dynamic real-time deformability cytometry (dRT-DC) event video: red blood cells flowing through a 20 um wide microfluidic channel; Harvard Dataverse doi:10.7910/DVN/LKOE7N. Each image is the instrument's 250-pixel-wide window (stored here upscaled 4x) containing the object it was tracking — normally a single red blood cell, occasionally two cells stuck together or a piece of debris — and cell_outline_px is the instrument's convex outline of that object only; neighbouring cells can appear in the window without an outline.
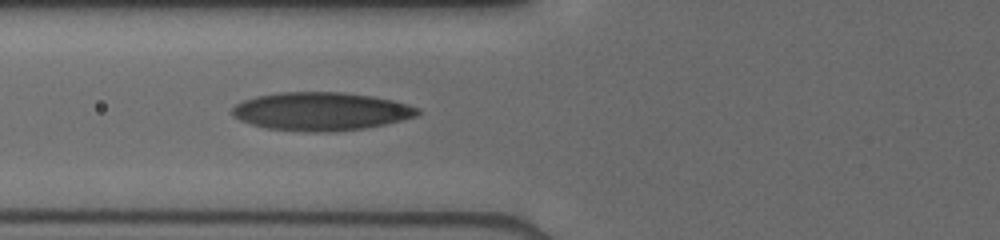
{"species": "human", "species_latin": "Homo sapiens", "temperature_condition": "cold", "stored_images_in_passage": 5, "camera_frame_rate_fps": 3000, "um_per_image_px": 0.085, "donor": {"sex": "male"}, "frame": {"image": 1, "passage_image": 5, "time_ms": 2.667, "image_size_px": [1000, 240], "cell_outline_px": [[420, 112], [416, 116], [384, 124], [364, 128], [336, 132], [308, 132], [268, 128], [252, 124], [240, 120], [232, 116], [232, 108], [236, 104], [244, 100], [256, 96], [280, 92], [344, 92], [372, 96], [392, 100], [408, 104], [420, 108]], "centroid_in_image_um": [27.29, 9.46], "position_along_channel_um": 98.5, "area_um2": 41.33}}